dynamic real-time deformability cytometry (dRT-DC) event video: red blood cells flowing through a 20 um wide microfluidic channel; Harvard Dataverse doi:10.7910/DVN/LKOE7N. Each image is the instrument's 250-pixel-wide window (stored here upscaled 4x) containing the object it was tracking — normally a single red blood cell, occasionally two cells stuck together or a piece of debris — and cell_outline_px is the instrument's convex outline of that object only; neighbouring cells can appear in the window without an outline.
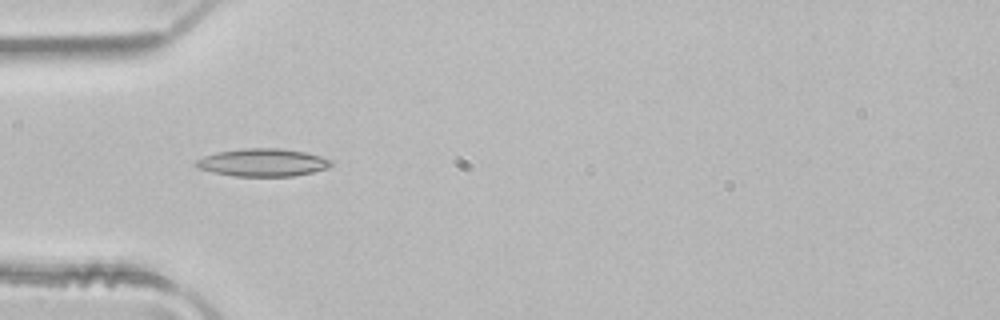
{"species": "common noctule bat (a hibernating species)", "species_latin": "Nyctalus noctula", "temperature_condition": "room temperature", "stored_images_in_passage": 2, "camera_frame_rate_fps": 3000, "um_per_image_px": 0.085, "animal": {"sex": "male", "body_mass_g": 21.5, "forearm_length_mm": 52.0}, "frame": {"image": 1, "passage_image": 1, "time_ms": 0.0, "image_size_px": [1000, 320], "cell_outline_px": [[332, 164], [328, 168], [312, 172], [292, 176], [232, 176], [212, 172], [196, 168], [192, 164], [196, 160], [204, 156], [216, 152], [240, 148], [276, 148], [304, 152], [320, 156], [332, 160]], "centroid_in_image_um": [22.27, 13.81], "position_along_channel_um": 62.7, "area_um2": 21.96}}
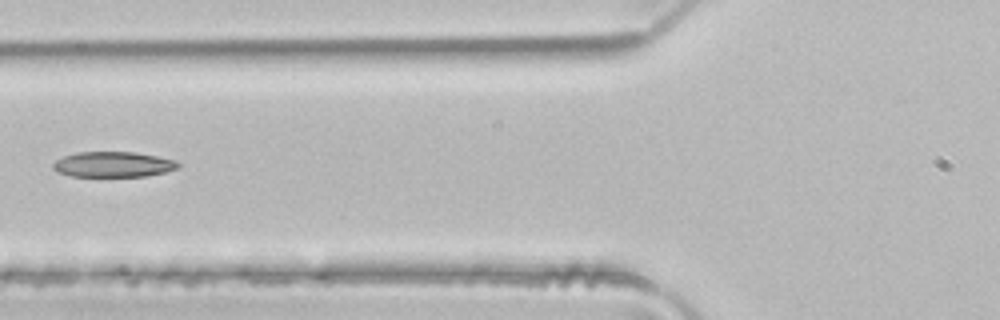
{"frame": {"image": 2, "passage_image": 2, "time_ms": 0.333, "image_size_px": [1000, 320], "cell_outline_px": [[180, 168], [164, 172], [144, 176], [72, 176], [56, 172], [52, 168], [52, 164], [56, 160], [64, 156], [76, 152], [136, 152], [176, 160], [180, 164]], "centroid_in_image_um": [9.61, 13.97], "position_along_channel_um": 116.2, "area_um2": 18.55}}